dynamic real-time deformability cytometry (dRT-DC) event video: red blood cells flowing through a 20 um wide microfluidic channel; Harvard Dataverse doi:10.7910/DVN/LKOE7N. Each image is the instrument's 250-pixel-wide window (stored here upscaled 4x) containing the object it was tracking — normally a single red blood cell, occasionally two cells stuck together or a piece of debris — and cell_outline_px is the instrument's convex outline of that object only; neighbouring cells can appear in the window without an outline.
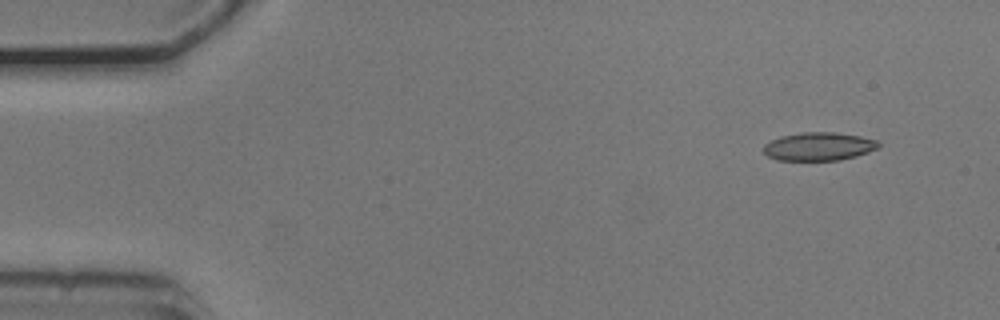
{"species": "common noctule bat (a hibernating species)", "species_latin": "Nyctalus noctula", "temperature_condition": "cold", "stored_images_in_passage": 50, "camera_frame_rate_fps": 3000, "um_per_image_px": 0.085, "animal": {"sex": "male", "body_mass_g": 20.5, "forearm_length_mm": 52.5}, "frame": {"image": 1, "passage_image": 1, "time_ms": 0.0, "image_size_px": [1000, 320], "cell_outline_px": [[880, 148], [856, 156], [840, 160], [776, 160], [768, 156], [764, 152], [764, 144], [780, 136], [800, 132], [836, 132], [860, 136], [876, 140], [880, 144]], "centroid_in_image_um": [69.61, 12.44], "position_along_channel_um": 15.4, "area_um2": 19.02}}
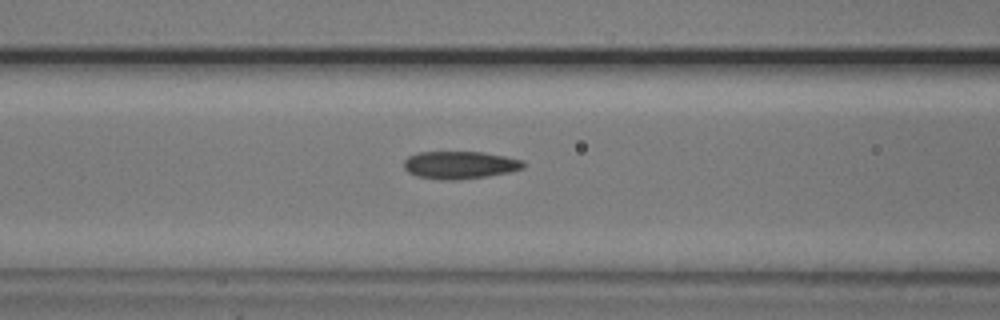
{"frame": {"image": 2, "passage_image": 18, "time_ms": 5.667, "image_size_px": [1000, 320], "cell_outline_px": [[524, 168], [508, 172], [488, 176], [460, 180], [440, 180], [416, 176], [408, 172], [404, 168], [404, 160], [408, 156], [420, 152], [484, 152], [524, 160]], "centroid_in_image_um": [39.08, 14.03], "position_along_channel_um": 127.5, "area_um2": 19.36}}
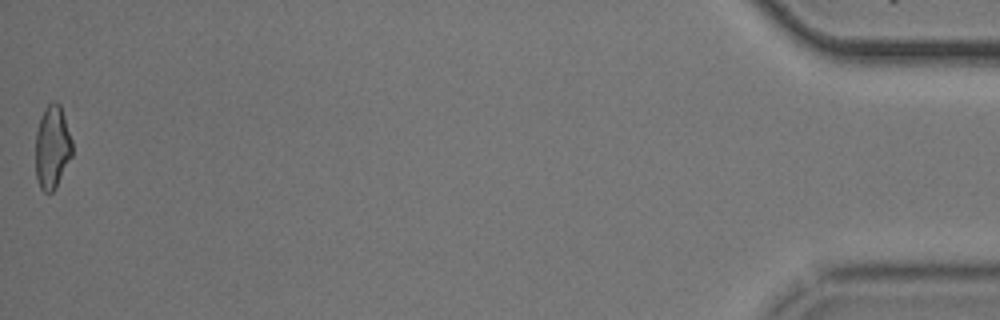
{"frame": {"image": 3, "passage_image": 50, "time_ms": 16.333, "image_size_px": [1000, 320], "cell_outline_px": [[72, 156], [56, 188], [52, 192], [44, 192], [40, 188], [36, 180], [36, 132], [40, 116], [44, 108], [52, 100], [60, 104], [72, 140]], "centroid_in_image_um": [4.43, 12.51], "position_along_channel_um": 430.8, "area_um2": 17.98}, "authors_computed_cell_mechanics": {"area_um2": 18.6983, "velocity_mm_per_s": 3.754, "shape_relaxation_time_tau1_ms": null, "shape_relaxation_time_tau2_ms": 4.7862, "deformation_change_tau1": null, "deformation_change_tau2": 0.122}}